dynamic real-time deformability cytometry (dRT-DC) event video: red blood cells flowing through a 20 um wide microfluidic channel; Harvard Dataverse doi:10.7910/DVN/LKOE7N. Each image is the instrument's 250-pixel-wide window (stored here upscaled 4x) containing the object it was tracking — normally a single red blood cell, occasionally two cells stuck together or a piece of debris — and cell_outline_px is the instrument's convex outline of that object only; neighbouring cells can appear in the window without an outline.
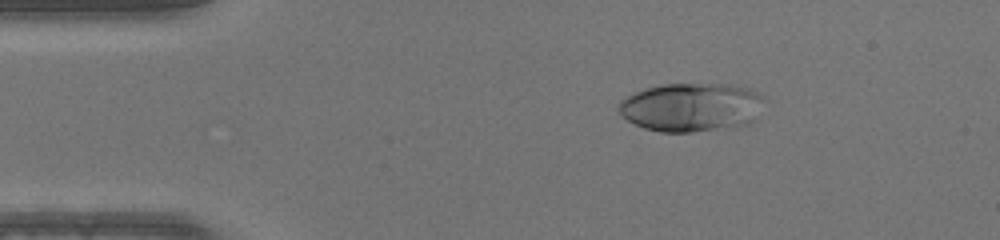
{"species": "human", "species_latin": "Homo sapiens", "temperature_condition": "warm", "stored_images_in_passage": 46, "camera_frame_rate_fps": 3000, "um_per_image_px": 0.085, "donor": {"sex": "male"}, "frame": {"image": 1, "passage_image": 7, "time_ms": 2.0, "image_size_px": [1000, 240], "cell_outline_px": [[764, 100], [756, 120], [752, 124], [736, 128], [692, 132], [660, 132], [644, 128], [628, 120], [620, 112], [616, 104], [620, 100], [632, 92], [660, 84], [728, 84], [748, 88], [764, 96]], "centroid_in_image_um": [58.8, 9.12], "position_along_channel_um": 26.2, "area_um2": 42.08}}
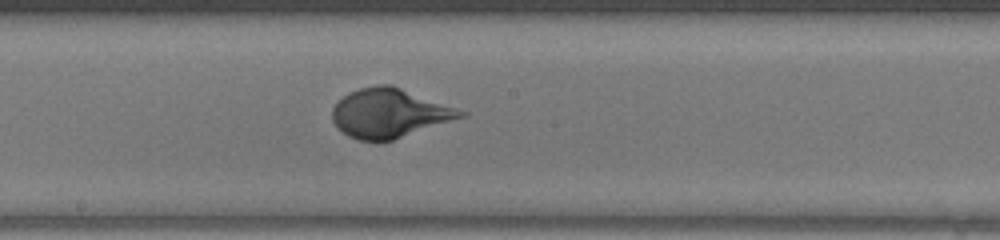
{"frame": {"image": 2, "passage_image": 24, "time_ms": 7.667, "image_size_px": [1000, 240], "cell_outline_px": [[468, 116], [392, 140], [360, 140], [348, 136], [332, 120], [332, 108], [348, 92], [360, 88], [376, 84], [392, 84], [468, 112]], "centroid_in_image_um": [33.14, 9.6], "position_along_channel_um": 215.1, "area_um2": 36.59}}
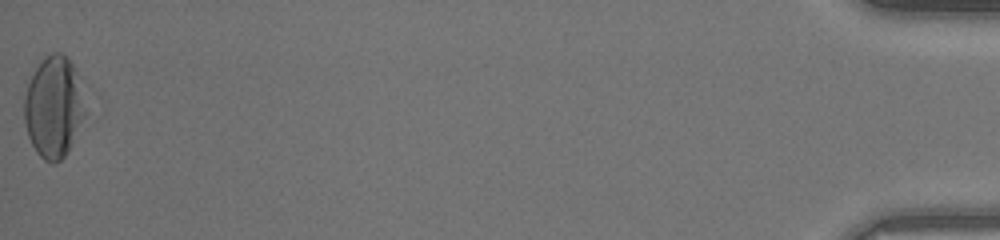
{"frame": {"image": 3, "passage_image": 46, "time_ms": 15.0, "image_size_px": [1000, 240], "cell_outline_px": [[88, 112], [72, 144], [64, 156], [56, 164], [52, 164], [44, 160], [36, 152], [28, 136], [24, 120], [24, 96], [28, 84], [36, 68], [44, 56], [52, 52], [60, 52], [72, 64], [76, 72]], "centroid_in_image_um": [4.58, 9.13], "position_along_channel_um": 430.6, "area_um2": 36.18}}